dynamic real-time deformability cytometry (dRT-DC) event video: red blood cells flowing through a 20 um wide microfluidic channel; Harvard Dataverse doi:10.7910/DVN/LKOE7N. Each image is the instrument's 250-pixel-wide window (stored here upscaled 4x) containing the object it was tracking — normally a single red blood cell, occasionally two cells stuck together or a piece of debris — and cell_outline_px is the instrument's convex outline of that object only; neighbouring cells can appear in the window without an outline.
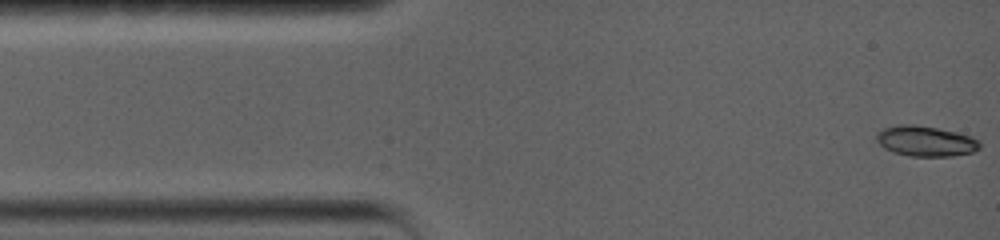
{"species": "common noctule bat (a hibernating species)", "species_latin": "Nyctalus noctula", "temperature_condition": "warm", "stored_images_in_passage": 33, "camera_frame_rate_fps": 5000, "um_per_image_px": 0.085, "animal": {"sex": "female", "body_mass_g": 19.0, "forearm_length_mm": 56.7}, "frame": {"image": 1, "passage_image": 1, "time_ms": 0.0, "image_size_px": [1000, 240], "cell_outline_px": [[980, 148], [972, 152], [952, 156], [908, 156], [892, 152], [884, 148], [876, 140], [876, 136], [884, 128], [896, 124], [912, 124], [936, 128], [956, 132], [968, 136], [976, 140], [980, 144]], "centroid_in_image_um": [78.64, 12.0], "position_along_channel_um": 6.4, "area_um2": 18.09}}
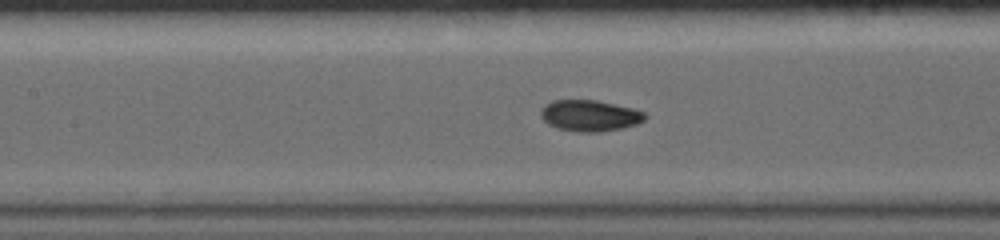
{"frame": {"image": 2, "passage_image": 15, "time_ms": 6.4, "image_size_px": [1000, 240], "cell_outline_px": [[648, 116], [644, 120], [636, 124], [620, 128], [600, 132], [576, 132], [556, 128], [548, 124], [540, 116], [540, 108], [544, 104], [552, 100], [596, 100], [632, 108], [644, 112]], "centroid_in_image_um": [50.08, 9.83], "position_along_channel_um": 157.3, "area_um2": 19.07}}
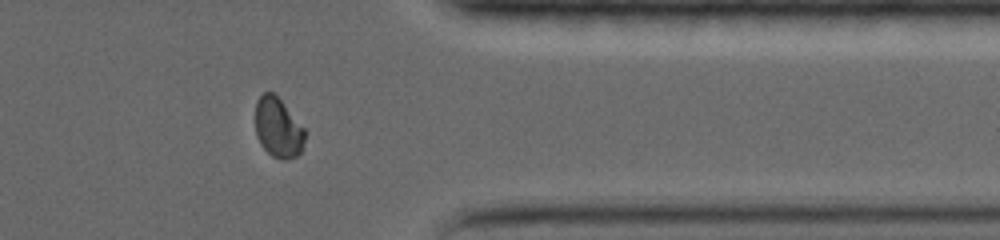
{"frame": {"image": 3, "passage_image": 28, "time_ms": 13.0, "image_size_px": [1000, 240], "cell_outline_px": [[304, 140], [300, 152], [296, 156], [288, 160], [280, 160], [272, 156], [260, 144], [256, 136], [256, 100], [264, 92], [272, 92], [280, 100], [304, 128]], "centroid_in_image_um": [23.62, 10.88], "position_along_channel_um": 387.8, "area_um2": 17.05}, "authors_computed_cell_mechanics": {"area_um2": 18.207, "velocity_mm_per_s": 3.6075, "shape_relaxation_time_tau1_ms": 5.5609, "shape_relaxation_time_tau2_ms": null, "deformation_change_tau1": 0.2156, "deformation_change_tau2": null}}